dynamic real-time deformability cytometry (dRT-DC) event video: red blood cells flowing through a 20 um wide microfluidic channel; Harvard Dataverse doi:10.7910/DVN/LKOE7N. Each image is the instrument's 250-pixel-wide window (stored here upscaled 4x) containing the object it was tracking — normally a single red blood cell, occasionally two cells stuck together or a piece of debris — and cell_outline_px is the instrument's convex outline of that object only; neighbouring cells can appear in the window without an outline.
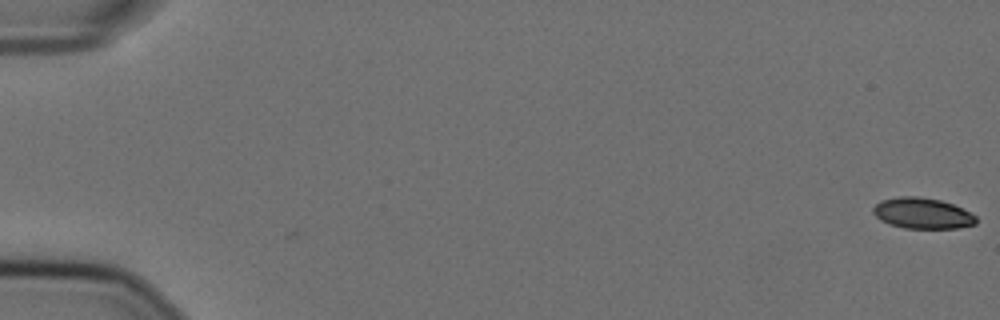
{"species": "Egyptian fruit bat (a non-hibernating species)", "species_latin": "Rousettus aegyptiacus", "temperature_condition": "cold", "stored_images_in_passage": 2, "camera_frame_rate_fps": 3000, "um_per_image_px": 0.085, "animal": {"sex": "female"}, "frame": {"image": 1, "passage_image": 1, "time_ms": 0.0, "image_size_px": [1000, 320], "cell_outline_px": [[976, 224], [956, 228], [904, 228], [888, 224], [880, 220], [872, 212], [872, 208], [880, 200], [900, 196], [916, 196], [940, 200], [952, 204], [976, 216]], "centroid_in_image_um": [78.35, 18.13], "position_along_channel_um": 6.6, "area_um2": 18.44}}